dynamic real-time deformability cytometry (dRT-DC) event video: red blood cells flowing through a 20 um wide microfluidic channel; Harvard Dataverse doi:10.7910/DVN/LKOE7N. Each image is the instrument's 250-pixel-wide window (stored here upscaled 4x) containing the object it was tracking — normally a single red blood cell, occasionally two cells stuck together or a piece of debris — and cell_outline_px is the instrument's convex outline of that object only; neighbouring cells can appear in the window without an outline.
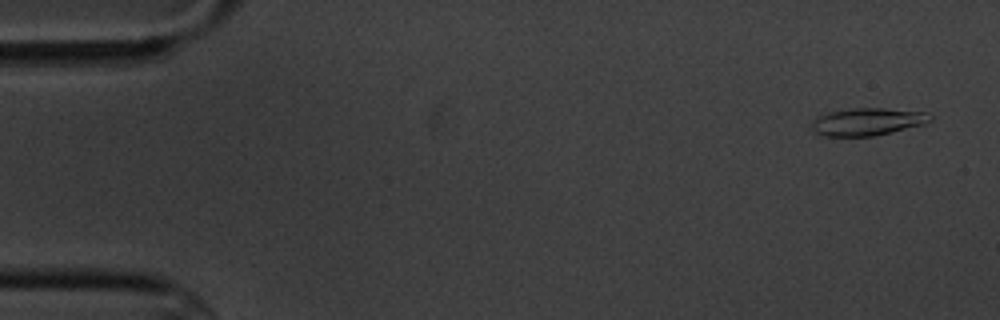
{"species": "common noctule bat (a hibernating species)", "species_latin": "Nyctalus noctula", "temperature_condition": "cold", "stored_images_in_passage": 5, "camera_frame_rate_fps": 3000, "um_per_image_px": 0.085, "animal": {"sex": "male", "body_mass_g": 20.1, "forearm_length_mm": 53.5}, "frame": {"image": 1, "passage_image": 1, "time_ms": 0.0, "image_size_px": [1000, 320], "cell_outline_px": [[932, 120], [924, 124], [876, 136], [816, 136], [808, 128], [812, 120], [816, 116], [828, 112], [852, 108], [884, 108], [928, 112], [932, 116]], "centroid_in_image_um": [73.65, 10.35], "position_along_channel_um": 11.4, "area_um2": 19.54}}